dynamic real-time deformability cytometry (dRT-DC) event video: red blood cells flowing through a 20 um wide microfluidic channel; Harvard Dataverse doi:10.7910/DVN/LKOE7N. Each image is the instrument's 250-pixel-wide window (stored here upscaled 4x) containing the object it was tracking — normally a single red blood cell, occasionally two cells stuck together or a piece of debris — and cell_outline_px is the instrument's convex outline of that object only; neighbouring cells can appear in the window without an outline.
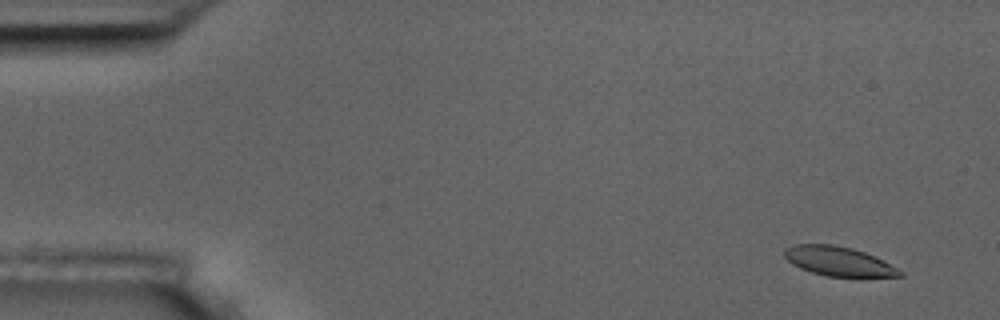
{"species": "common noctule bat (a hibernating species)", "species_latin": "Nyctalus noctula", "temperature_condition": "room temperature", "stored_images_in_passage": 6, "camera_frame_rate_fps": 3000, "um_per_image_px": 0.085, "animal": {"sex": "male", "body_mass_g": 17.5, "forearm_length_mm": 52.3}, "frame": {"image": 1, "passage_image": 1, "time_ms": 0.0, "image_size_px": [1000, 320], "cell_outline_px": [[904, 276], [824, 276], [800, 268], [792, 264], [784, 256], [784, 248], [796, 244], [832, 244], [852, 248], [864, 252], [904, 272]], "centroid_in_image_um": [71.21, 22.2], "position_along_channel_um": 13.8, "area_um2": 19.36}}
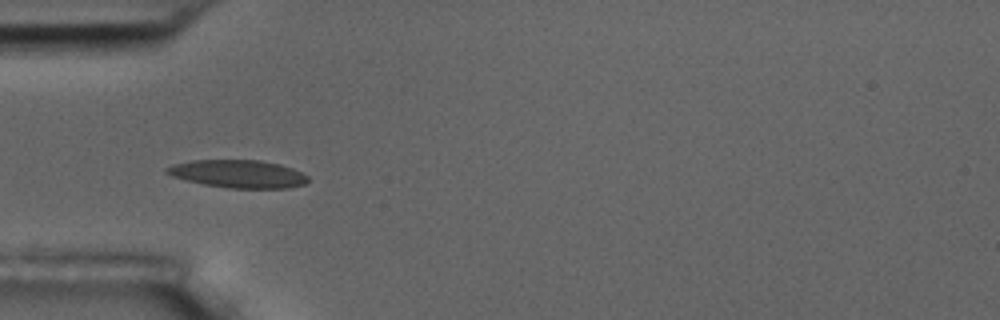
{"frame": {"image": 2, "passage_image": 5, "time_ms": 4.667, "image_size_px": [1000, 320], "cell_outline_px": [[308, 180], [304, 184], [288, 188], [228, 188], [204, 184], [184, 180], [172, 176], [164, 172], [164, 168], [172, 164], [192, 160], [260, 160], [280, 164], [292, 168], [308, 176]], "centroid_in_image_um": [20.2, 14.77], "position_along_channel_um": 64.8, "area_um2": 23.0}}